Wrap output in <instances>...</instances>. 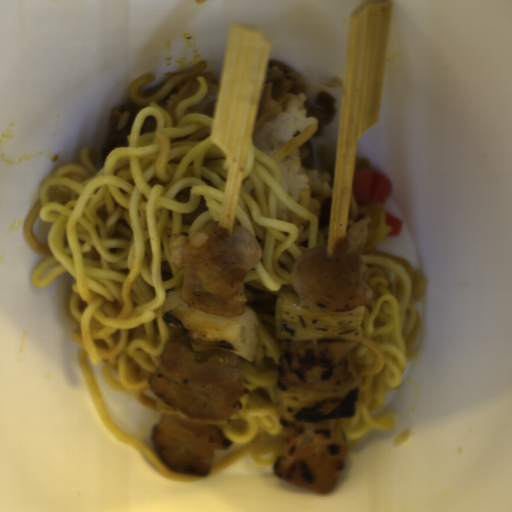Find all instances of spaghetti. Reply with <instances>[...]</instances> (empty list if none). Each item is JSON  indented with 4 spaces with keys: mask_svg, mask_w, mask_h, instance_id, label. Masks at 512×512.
<instances>
[{
    "mask_svg": "<svg viewBox=\"0 0 512 512\" xmlns=\"http://www.w3.org/2000/svg\"><path fill=\"white\" fill-rule=\"evenodd\" d=\"M207 65L199 62L146 93L142 87L155 81L153 74L136 80L130 99L143 107L126 136L127 146L110 151L100 168L92 147L84 146L80 164L57 168L42 183L23 224L27 245L43 256L31 274L32 285L48 287L64 272L72 277L65 310L77 344L75 362L103 427L145 455L162 476L184 482L198 476L175 473L154 448L119 430L90 366L101 367L112 391H131L140 405L157 410L159 398L149 382L168 342L181 336L162 317L170 293L183 283V269L172 262L170 240L173 233L194 238L209 223L219 224L229 165L211 141L213 117L184 114L207 94L203 76L196 77L197 92L176 104L175 126L159 104ZM150 116L156 118V131L140 136L142 122ZM187 186L189 202H176L177 192ZM201 195L208 210L192 226L182 225L183 213L194 212Z\"/></svg>",
    "mask_w": 512,
    "mask_h": 512,
    "instance_id": "1",
    "label": "spaghetti"
},
{
    "mask_svg": "<svg viewBox=\"0 0 512 512\" xmlns=\"http://www.w3.org/2000/svg\"><path fill=\"white\" fill-rule=\"evenodd\" d=\"M317 129L318 124H313L302 130L270 156L254 143L248 152L232 228L247 229L261 246V261L248 272L242 288L245 307L254 312L259 333L254 361L236 355L241 381L249 393L241 399V410L227 418L229 425L218 428L231 443L246 445L211 465L206 476L225 471L244 457L257 465H275L285 452L291 426L280 417L284 389L278 377L279 360L286 349L277 338L275 310L282 293L297 294L293 265L308 250L327 245L328 226L319 229L318 216L308 210L310 189H300L298 202L286 194L279 163L313 138ZM278 200L295 213L292 221L277 220Z\"/></svg>",
    "mask_w": 512,
    "mask_h": 512,
    "instance_id": "2",
    "label": "spaghetti"
},
{
    "mask_svg": "<svg viewBox=\"0 0 512 512\" xmlns=\"http://www.w3.org/2000/svg\"><path fill=\"white\" fill-rule=\"evenodd\" d=\"M381 212L372 238L361 253L366 270L362 279L372 291L365 309L361 340L354 351L360 371V393L355 417L340 419L349 440L363 438L368 431H390L396 425L391 413L372 415L387 400L391 387L403 381V372L416 352L420 315L414 305L409 261L377 249L392 232Z\"/></svg>",
    "mask_w": 512,
    "mask_h": 512,
    "instance_id": "3",
    "label": "spaghetti"
},
{
    "mask_svg": "<svg viewBox=\"0 0 512 512\" xmlns=\"http://www.w3.org/2000/svg\"><path fill=\"white\" fill-rule=\"evenodd\" d=\"M357 214H358V204L355 201V199L353 198V196L351 195L346 235H347L348 231L356 225Z\"/></svg>",
    "mask_w": 512,
    "mask_h": 512,
    "instance_id": "4",
    "label": "spaghetti"
}]
</instances>
